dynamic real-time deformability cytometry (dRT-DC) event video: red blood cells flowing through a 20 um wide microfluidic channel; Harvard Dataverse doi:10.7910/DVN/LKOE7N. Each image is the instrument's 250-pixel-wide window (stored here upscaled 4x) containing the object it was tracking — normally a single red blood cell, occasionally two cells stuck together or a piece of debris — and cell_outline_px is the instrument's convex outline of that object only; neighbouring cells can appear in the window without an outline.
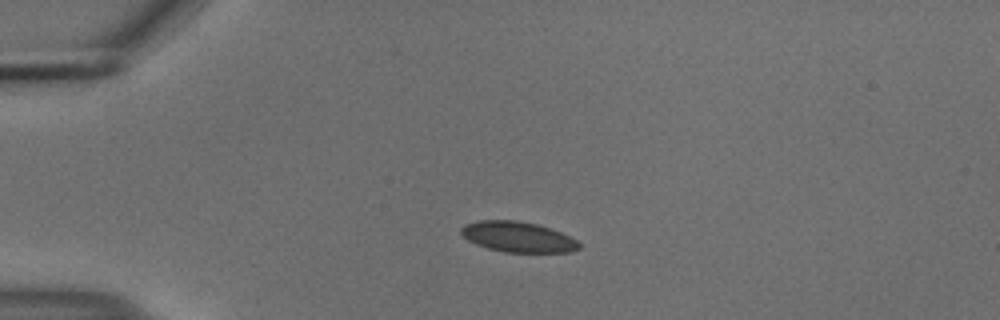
{"species": "common noctule bat (a hibernating species)", "species_latin": "Nyctalus noctula", "temperature_condition": "cold", "stored_images_in_passage": 43, "camera_frame_rate_fps": 3000, "um_per_image_px": 0.085, "animal": {"sex": "male", "body_mass_g": 18.8}, "frame": {"image": 1, "passage_image": 1, "time_ms": 0.0, "image_size_px": [1000, 320], "cell_outline_px": [[580, 248], [572, 252], [504, 252], [488, 248], [476, 244], [468, 240], [460, 232], [460, 228], [464, 224], [480, 220], [516, 220], [536, 224], [560, 232], [576, 240], [580, 244]], "centroid_in_image_um": [44.0, 20.13], "position_along_channel_um": 41.0, "area_um2": 20.81}}
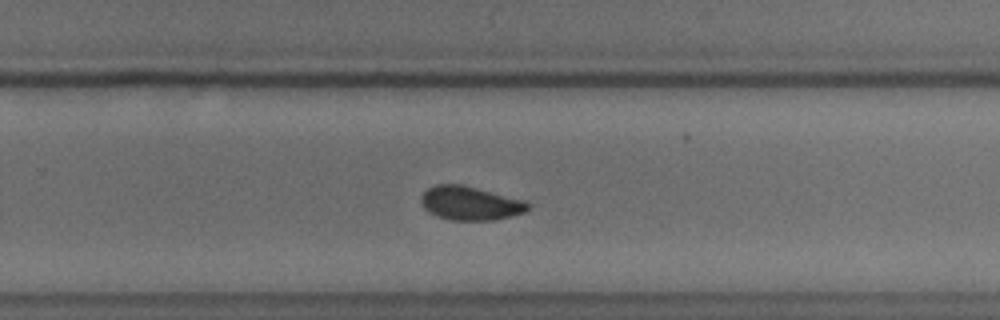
{"frame": {"image": 2, "passage_image": 24, "time_ms": 7.667, "image_size_px": [1000, 320], "cell_outline_px": [[532, 208], [524, 212], [512, 216], [492, 220], [452, 220], [436, 216], [428, 212], [424, 208], [420, 200], [420, 196], [428, 188], [436, 184], [460, 184], [524, 200], [532, 204]], "centroid_in_image_um": [39.97, 17.28], "position_along_channel_um": 289.8, "area_um2": 21.1}}
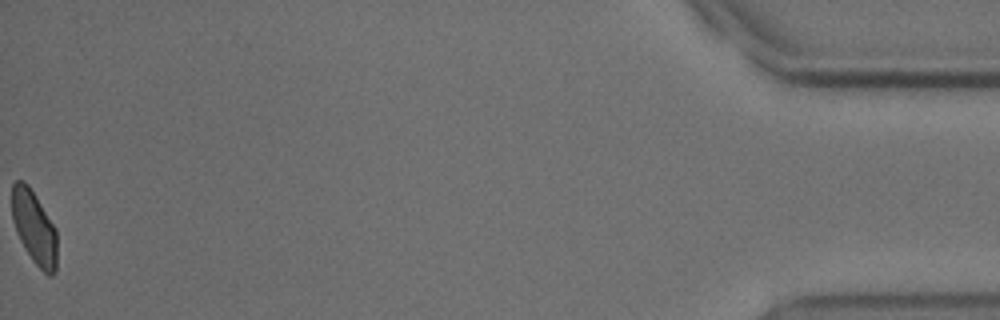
{"frame": {"image": 3, "passage_image": 43, "time_ms": 14.0, "image_size_px": [1000, 320], "cell_outline_px": [[56, 272], [52, 276], [48, 276], [32, 260], [24, 248], [16, 232], [12, 220], [12, 184], [16, 180], [24, 180], [28, 184], [36, 196], [56, 228]], "centroid_in_image_um": [2.9, 19.33], "position_along_channel_um": 432.3, "area_um2": 19.42}, "authors_computed_cell_mechanics": {"area_um2": 21.1548, "velocity_mm_per_s": 3.6847, "shape_relaxation_time_tau1_ms": 3.7448, "shape_relaxation_time_tau2_ms": 2.5282, "deformation_change_tau1": 0.0827, "deformation_change_tau2": 0.0533}}